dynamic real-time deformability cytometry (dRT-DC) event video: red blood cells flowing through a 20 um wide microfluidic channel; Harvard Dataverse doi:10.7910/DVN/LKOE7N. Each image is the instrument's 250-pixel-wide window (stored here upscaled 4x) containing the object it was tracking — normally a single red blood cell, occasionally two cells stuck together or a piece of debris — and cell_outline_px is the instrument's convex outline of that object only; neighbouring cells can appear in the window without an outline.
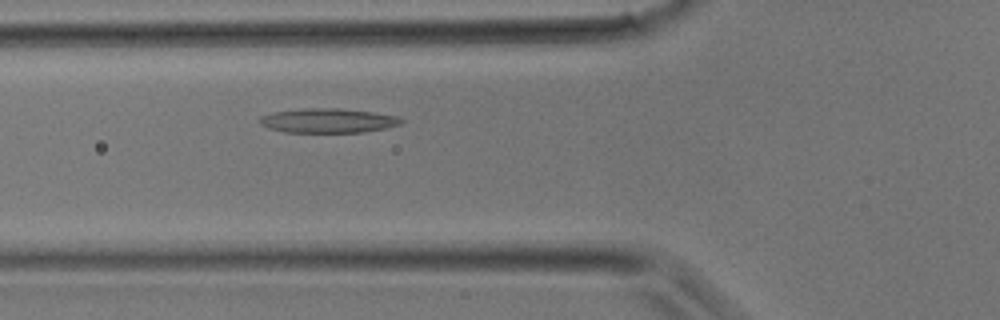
{"species": "common noctule bat (a hibernating species)", "species_latin": "Nyctalus noctula", "temperature_condition": "room temperature", "stored_images_in_passage": 31, "camera_frame_rate_fps": 3000, "um_per_image_px": 0.085, "animal": {"sex": "male", "body_mass_g": 17.9}, "frame": {"image": 1, "passage_image": 8, "time_ms": 2.333, "image_size_px": [1000, 320], "cell_outline_px": [[404, 120], [400, 124], [384, 128], [364, 132], [284, 132], [268, 128], [260, 124], [260, 116], [276, 112], [304, 108], [336, 108], [372, 112], [396, 116]], "centroid_in_image_um": [27.86, 10.25], "position_along_channel_um": 97.9, "area_um2": 19.88}}
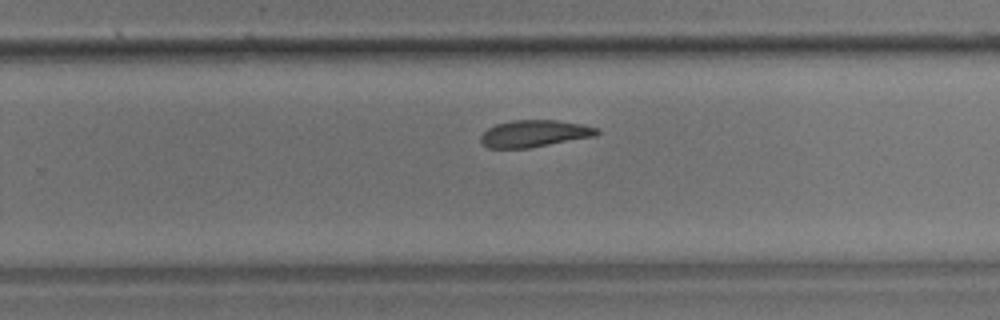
{"frame": {"image": 2, "passage_image": 18, "time_ms": 5.667, "image_size_px": [1000, 320], "cell_outline_px": [[600, 132], [596, 136], [528, 148], [488, 148], [480, 144], [480, 136], [488, 128], [496, 124], [512, 120], [556, 120], [584, 124], [600, 128]], "centroid_in_image_um": [45.43, 11.35], "position_along_channel_um": 284.4, "area_um2": 18.44}}
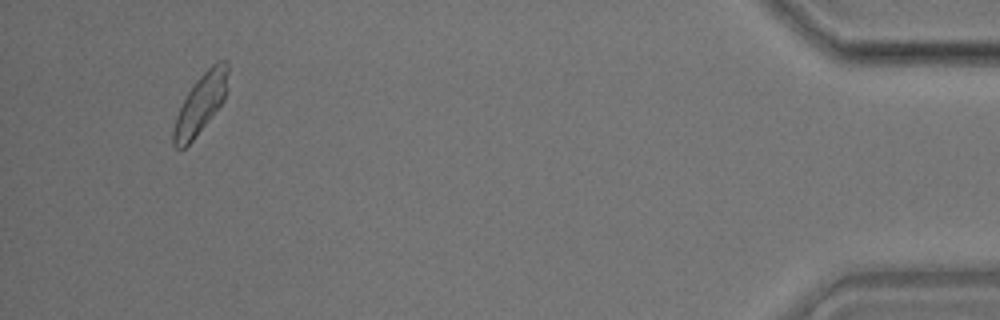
{"frame": {"image": 3, "passage_image": 29, "time_ms": 9.333, "image_size_px": [1000, 320], "cell_outline_px": [[228, 88], [224, 100], [192, 140], [184, 148], [176, 148], [172, 144], [172, 132], [176, 116], [192, 84], [216, 60], [228, 60]], "centroid_in_image_um": [17.06, 8.77], "position_along_channel_um": 418.1, "area_um2": 18.73}}